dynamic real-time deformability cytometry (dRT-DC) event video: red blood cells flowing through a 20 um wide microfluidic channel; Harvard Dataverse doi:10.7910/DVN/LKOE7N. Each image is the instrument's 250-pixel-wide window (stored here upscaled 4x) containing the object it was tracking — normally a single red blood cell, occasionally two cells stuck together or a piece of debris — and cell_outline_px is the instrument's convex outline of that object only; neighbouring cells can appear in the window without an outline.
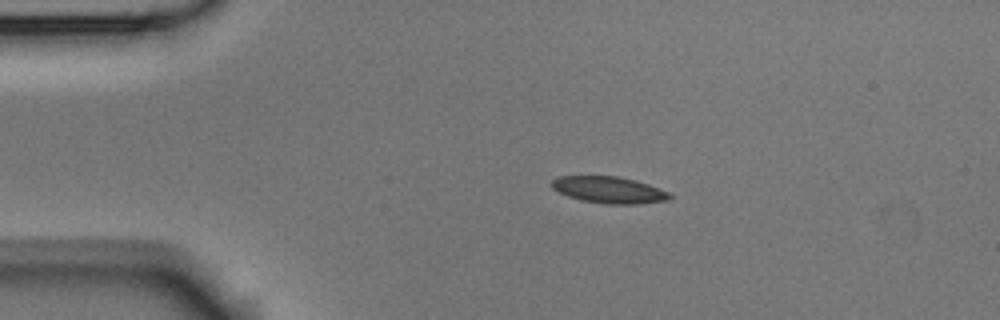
{"species": "Egyptian fruit bat (a non-hibernating species)", "species_latin": "Rousettus aegyptiacus", "temperature_condition": "room temperature", "stored_images_in_passage": 5, "camera_frame_rate_fps": 3000, "um_per_image_px": 0.085, "animal": {"sex": "male"}, "frame": {"image": 1, "passage_image": 2, "time_ms": 0.333, "image_size_px": [1000, 320], "cell_outline_px": [[672, 196], [668, 200], [636, 204], [608, 204], [580, 200], [568, 196], [552, 188], [552, 180], [556, 176], [620, 176], [636, 180], [648, 184], [668, 192]], "centroid_in_image_um": [51.75, 16.13], "position_along_channel_um": 33.2, "area_um2": 18.26}}
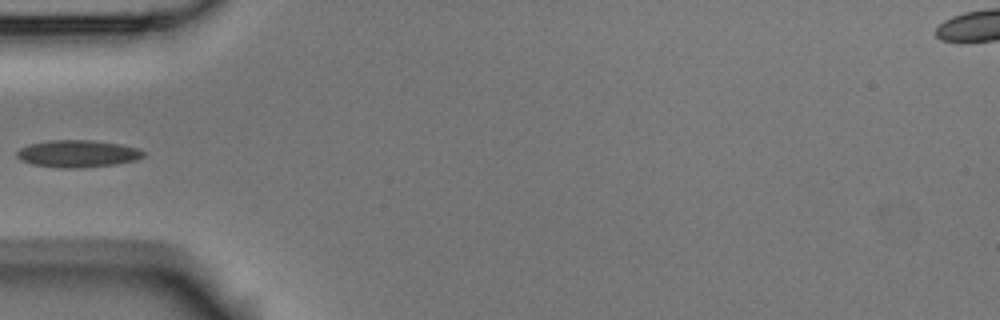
{"frame": {"image": 2, "passage_image": 4, "time_ms": 1.0, "image_size_px": [1000, 320], "cell_outline_px": [[144, 156], [136, 160], [116, 164], [80, 168], [60, 168], [32, 164], [20, 160], [16, 156], [16, 152], [20, 148], [28, 144], [48, 140], [92, 140], [120, 144], [140, 148], [144, 152]], "centroid_in_image_um": [6.59, 13.06], "position_along_channel_um": 78.4, "area_um2": 20.23}}
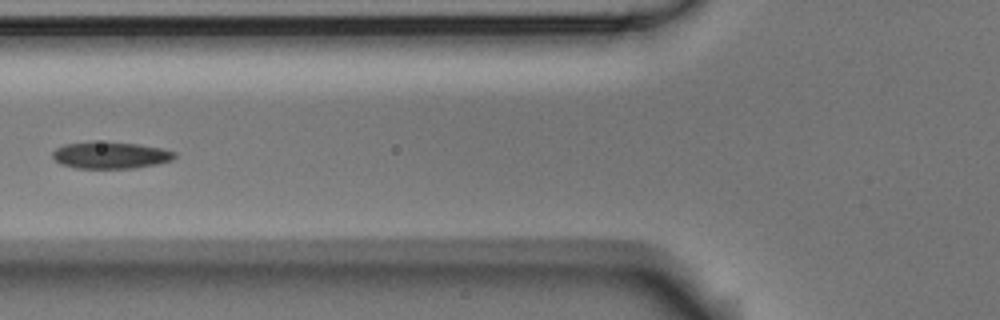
{"frame": {"image": 3, "passage_image": 5, "time_ms": 1.333, "image_size_px": [1000, 320], "cell_outline_px": [[176, 156], [172, 160], [156, 164], [136, 168], [76, 168], [60, 164], [52, 156], [52, 152], [56, 148], [64, 144], [92, 140], [140, 144], [160, 148], [176, 152]], "centroid_in_image_um": [9.37, 13.17], "position_along_channel_um": 116.4, "area_um2": 19.36}}